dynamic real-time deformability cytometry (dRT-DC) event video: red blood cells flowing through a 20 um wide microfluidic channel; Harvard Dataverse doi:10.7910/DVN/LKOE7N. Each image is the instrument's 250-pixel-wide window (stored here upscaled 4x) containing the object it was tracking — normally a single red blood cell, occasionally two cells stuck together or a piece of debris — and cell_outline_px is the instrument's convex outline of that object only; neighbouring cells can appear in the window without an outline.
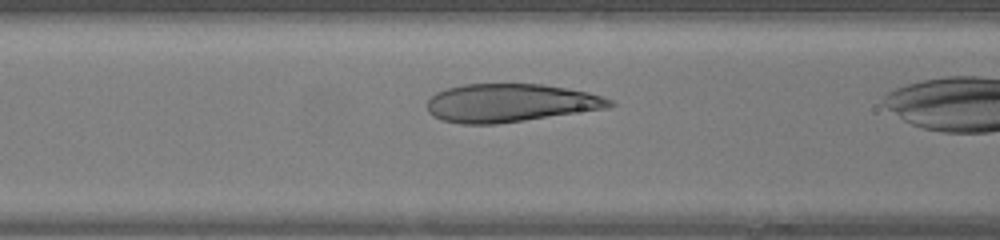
{"species": "human", "species_latin": "Homo sapiens", "temperature_condition": "warm", "stored_images_in_passage": 27, "camera_frame_rate_fps": 3000, "um_per_image_px": 0.085, "donor": {"sex": "female"}, "frame": {"image": 1, "passage_image": 8, "time_ms": 2.333, "image_size_px": [1000, 240], "cell_outline_px": [[616, 104], [608, 108], [496, 124], [460, 124], [440, 120], [432, 116], [428, 112], [428, 100], [436, 92], [448, 88], [464, 84], [544, 84], [588, 92], [604, 96], [612, 100]], "centroid_in_image_um": [43.37, 8.75], "position_along_channel_um": 123.2, "area_um2": 40.69}}
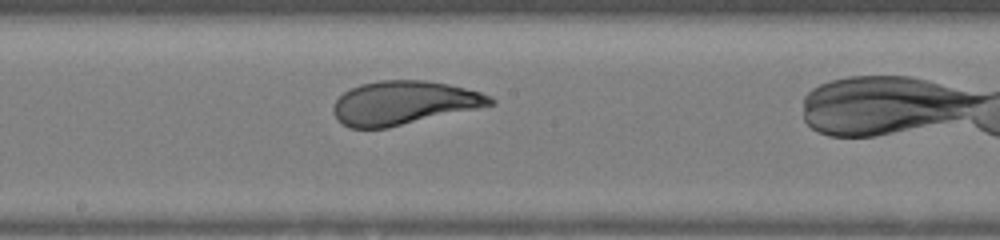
{"frame": {"image": 2, "passage_image": 14, "time_ms": 4.333, "image_size_px": [1000, 240], "cell_outline_px": [[496, 104], [388, 128], [348, 128], [336, 120], [332, 112], [332, 108], [336, 100], [344, 92], [360, 84], [380, 80], [424, 80], [448, 84], [480, 92], [492, 96], [496, 100]], "centroid_in_image_um": [34.31, 8.75], "position_along_channel_um": 213.9, "area_um2": 40.06}}
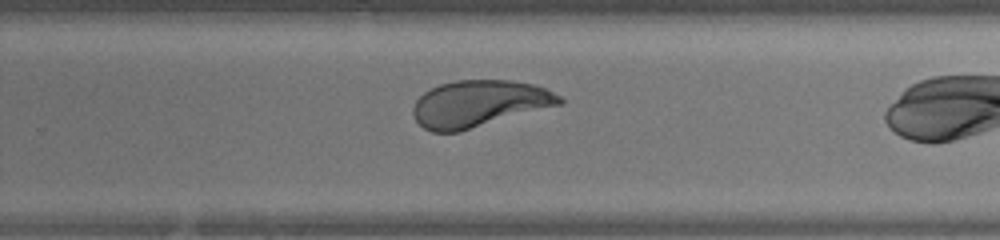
{"frame": {"image": 3, "passage_image": 19, "time_ms": 6.0, "image_size_px": [1000, 240], "cell_outline_px": [[564, 104], [460, 132], [432, 132], [424, 128], [416, 120], [412, 112], [412, 108], [416, 100], [424, 92], [440, 84], [456, 80], [512, 80], [532, 84], [544, 88], [560, 96], [564, 100]], "centroid_in_image_um": [40.74, 8.82], "position_along_channel_um": 289.1, "area_um2": 40.06}}